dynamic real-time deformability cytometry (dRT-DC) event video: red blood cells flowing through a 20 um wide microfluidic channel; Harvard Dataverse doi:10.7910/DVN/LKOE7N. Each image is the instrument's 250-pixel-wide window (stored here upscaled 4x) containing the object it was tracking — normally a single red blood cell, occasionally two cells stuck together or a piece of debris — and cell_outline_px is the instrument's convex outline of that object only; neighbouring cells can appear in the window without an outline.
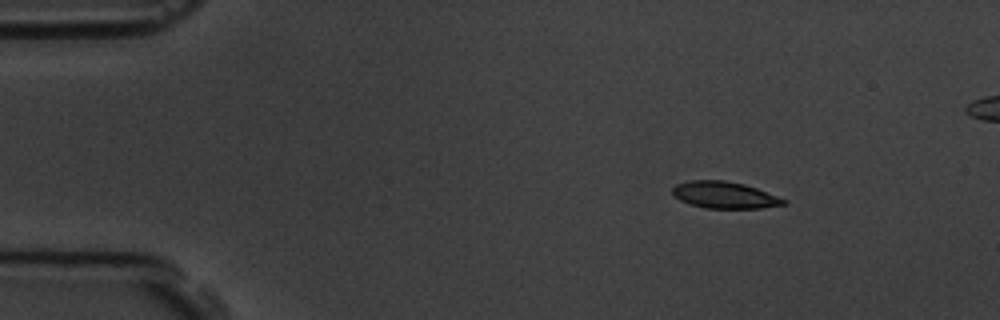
{"species": "common noctule bat (a hibernating species)", "species_latin": "Nyctalus noctula", "temperature_condition": "room temperature", "stored_images_in_passage": 5, "camera_frame_rate_fps": 3000, "um_per_image_px": 0.085, "animal": {"sex": "male", "body_mass_g": 19.5, "forearm_length_mm": 54.6}, "frame": {"image": 1, "passage_image": 1, "time_ms": 0.0, "image_size_px": [1000, 320], "cell_outline_px": [[788, 204], [760, 208], [704, 208], [680, 200], [672, 192], [672, 188], [676, 184], [688, 180], [724, 180], [744, 184], [756, 188], [788, 200]], "centroid_in_image_um": [61.6, 16.57], "position_along_channel_um": 23.4, "area_um2": 17.28}}
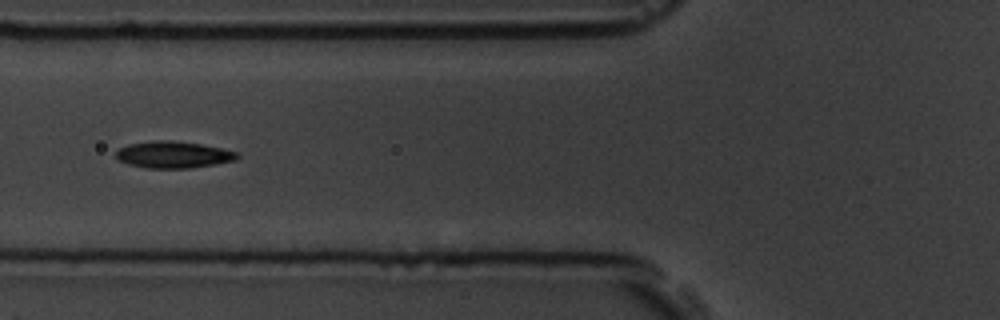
{"frame": {"image": 2, "passage_image": 4, "time_ms": 4.333, "image_size_px": [1000, 320], "cell_outline_px": [[240, 156], [236, 160], [192, 168], [148, 168], [128, 164], [120, 160], [116, 156], [116, 152], [120, 148], [128, 144], [152, 140], [172, 140], [200, 144], [240, 152]], "centroid_in_image_um": [14.76, 13.14], "position_along_channel_um": 111.0, "area_um2": 18.9}}
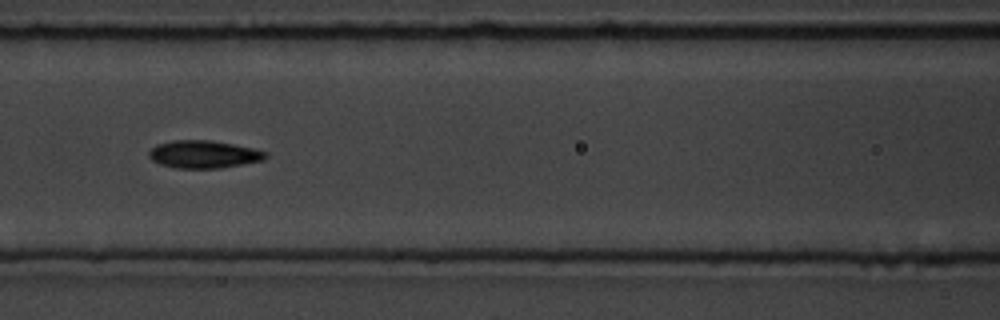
{"frame": {"image": 3, "passage_image": 5, "time_ms": 5.333, "image_size_px": [1000, 320], "cell_outline_px": [[268, 156], [264, 160], [220, 168], [176, 168], [160, 164], [152, 160], [148, 156], [148, 152], [156, 144], [172, 140], [212, 140], [252, 148], [268, 152]], "centroid_in_image_um": [17.3, 13.11], "position_along_channel_um": 149.3, "area_um2": 18.84}}